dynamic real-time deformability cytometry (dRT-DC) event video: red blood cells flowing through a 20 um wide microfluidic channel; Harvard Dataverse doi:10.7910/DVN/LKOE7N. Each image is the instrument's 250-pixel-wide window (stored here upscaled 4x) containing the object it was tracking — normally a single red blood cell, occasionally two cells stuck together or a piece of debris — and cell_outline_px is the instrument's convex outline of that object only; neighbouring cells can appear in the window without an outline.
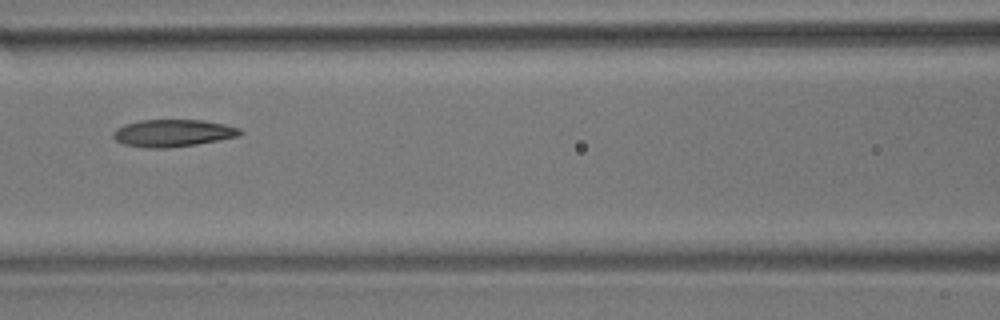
{"species": "common noctule bat (a hibernating species)", "species_latin": "Nyctalus noctula", "temperature_condition": "room temperature", "stored_images_in_passage": 11, "camera_frame_rate_fps": 3000, "um_per_image_px": 0.085, "animal": {"sex": "male", "body_mass_g": 17.9}, "frame": {"image": 1, "passage_image": 7, "time_ms": 2.0, "image_size_px": [1000, 320], "cell_outline_px": [[244, 132], [240, 136], [220, 140], [196, 144], [164, 148], [148, 148], [124, 144], [116, 140], [112, 136], [112, 132], [116, 128], [124, 124], [140, 120], [204, 120], [224, 124], [240, 128]], "centroid_in_image_um": [14.7, 11.3], "position_along_channel_um": 151.9, "area_um2": 20.23}}
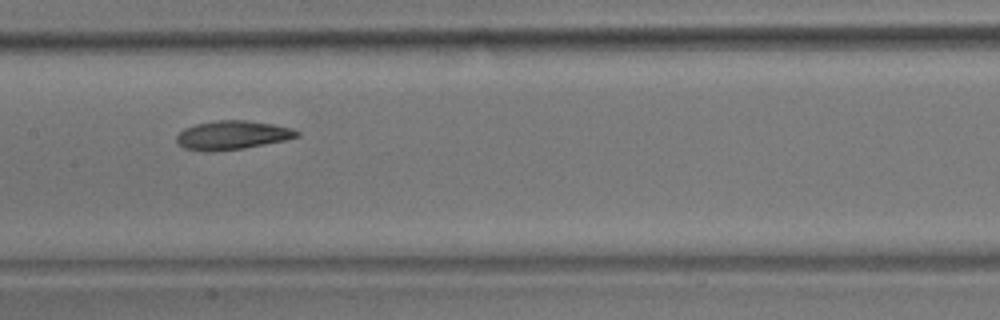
{"frame": {"image": 2, "passage_image": 8, "time_ms": 2.333, "image_size_px": [1000, 320], "cell_outline_px": [[300, 136], [284, 140], [244, 148], [212, 152], [204, 152], [184, 148], [176, 140], [176, 136], [184, 128], [196, 124], [216, 120], [248, 120], [272, 124], [292, 128], [300, 132]], "centroid_in_image_um": [19.73, 11.49], "position_along_channel_um": 187.7, "area_um2": 20.23}}
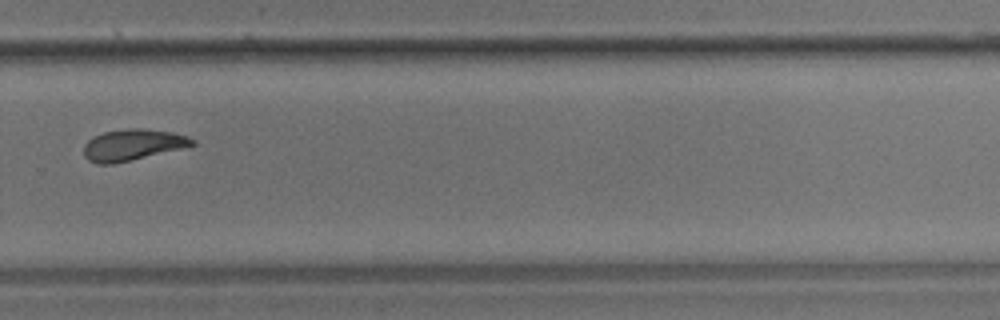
{"frame": {"image": 3, "passage_image": 11, "time_ms": 3.333, "image_size_px": [1000, 320], "cell_outline_px": [[196, 144], [180, 148], [112, 164], [96, 164], [88, 160], [84, 156], [84, 144], [88, 140], [104, 132], [128, 128], [140, 128], [172, 132], [188, 136], [196, 140]], "centroid_in_image_um": [11.25, 12.3], "position_along_channel_um": 318.5, "area_um2": 19.42}}